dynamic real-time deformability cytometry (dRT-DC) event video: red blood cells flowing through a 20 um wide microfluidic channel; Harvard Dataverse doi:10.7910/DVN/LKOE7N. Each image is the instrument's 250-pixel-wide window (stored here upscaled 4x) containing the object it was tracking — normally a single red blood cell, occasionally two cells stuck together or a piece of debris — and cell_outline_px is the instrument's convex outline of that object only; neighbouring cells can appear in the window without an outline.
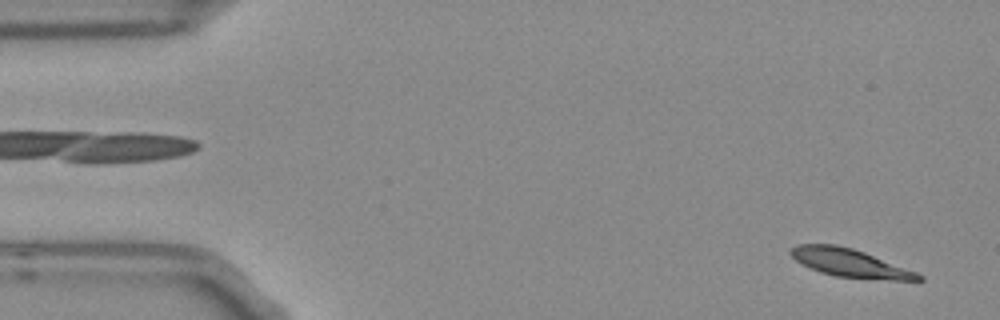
{"species": "Egyptian fruit bat (a non-hibernating species)", "species_latin": "Rousettus aegyptiacus", "temperature_condition": "room temperature", "stored_images_in_passage": 4, "camera_frame_rate_fps": 3000, "um_per_image_px": 0.085, "frame": {"image": 1, "passage_image": 4, "time_ms": 1.0, "image_size_px": [1000, 320], "cell_outline_px": [[924, 280], [892, 280], [836, 276], [820, 272], [808, 268], [796, 260], [788, 252], [796, 244], [836, 244], [852, 248], [864, 252], [916, 272], [924, 276]], "centroid_in_image_um": [72.21, 22.34], "position_along_channel_um": 12.8, "area_um2": 20.75}}